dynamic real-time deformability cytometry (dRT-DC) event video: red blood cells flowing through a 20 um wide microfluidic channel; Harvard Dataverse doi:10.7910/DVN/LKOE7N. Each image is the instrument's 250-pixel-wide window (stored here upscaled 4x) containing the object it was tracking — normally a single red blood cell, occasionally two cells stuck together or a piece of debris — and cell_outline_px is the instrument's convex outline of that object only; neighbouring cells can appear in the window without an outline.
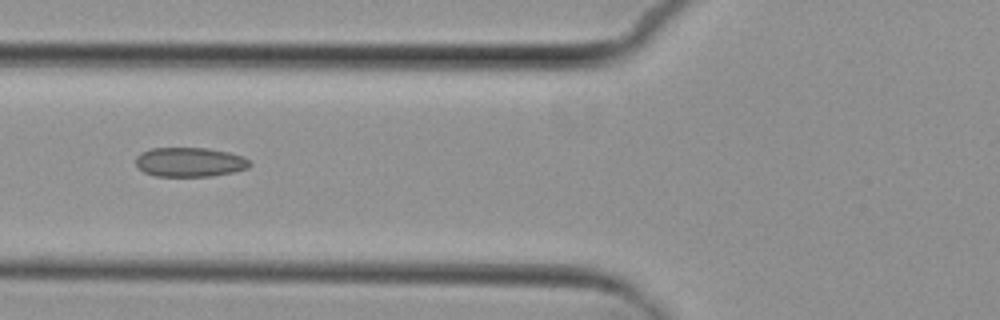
{"species": "common noctule bat (a hibernating species)", "species_latin": "Nyctalus noctula", "temperature_condition": "cold", "stored_images_in_passage": 9, "camera_frame_rate_fps": 3000, "um_per_image_px": 0.085, "animal": {"sex": "female", "body_mass_g": 29.2, "forearm_length_mm": 56.3}, "frame": {"image": 1, "passage_image": 6, "time_ms": 5.667, "image_size_px": [1000, 320], "cell_outline_px": [[252, 164], [248, 168], [232, 172], [212, 176], [156, 176], [144, 172], [136, 164], [136, 156], [140, 152], [152, 148], [208, 148], [228, 152], [244, 156]], "centroid_in_image_um": [16.14, 13.77], "position_along_channel_um": 109.7, "area_um2": 19.54}}
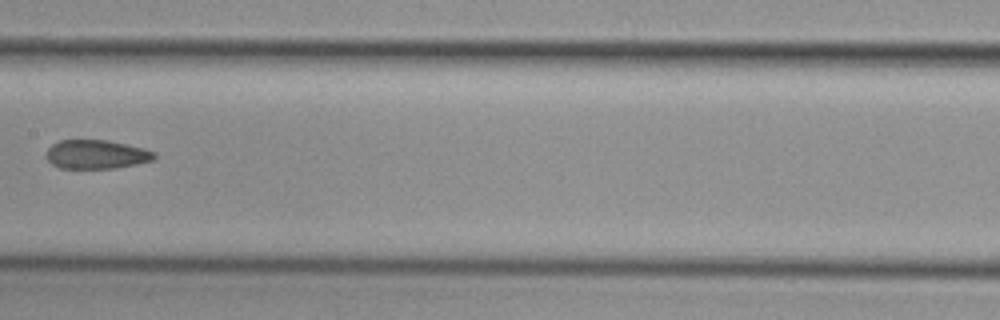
{"frame": {"image": 2, "passage_image": 8, "time_ms": 8.0, "image_size_px": [1000, 320], "cell_outline_px": [[156, 156], [152, 160], [136, 164], [116, 168], [60, 168], [52, 164], [48, 160], [48, 148], [52, 144], [60, 140], [108, 140], [144, 148], [156, 152]], "centroid_in_image_um": [8.22, 13.12], "position_along_channel_um": 199.2, "area_um2": 18.09}}
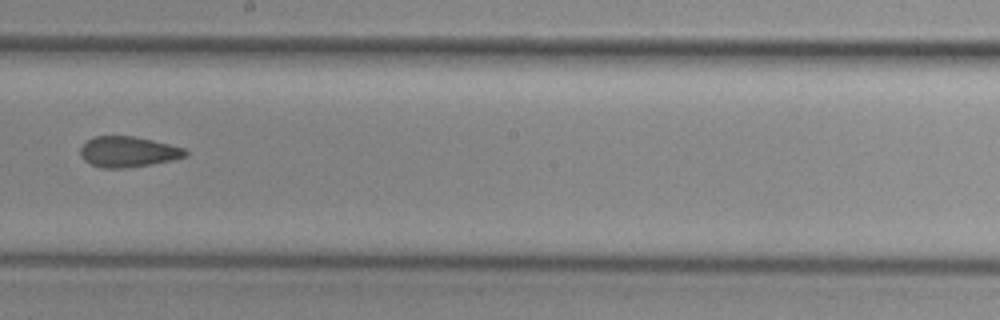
{"frame": {"image": 3, "passage_image": 9, "time_ms": 9.0, "image_size_px": [1000, 320], "cell_outline_px": [[188, 156], [172, 160], [124, 168], [104, 168], [92, 164], [84, 160], [80, 156], [80, 148], [92, 136], [132, 136], [152, 140], [184, 148], [188, 152]], "centroid_in_image_um": [10.87, 12.89], "position_along_channel_um": 237.3, "area_um2": 18.55}}